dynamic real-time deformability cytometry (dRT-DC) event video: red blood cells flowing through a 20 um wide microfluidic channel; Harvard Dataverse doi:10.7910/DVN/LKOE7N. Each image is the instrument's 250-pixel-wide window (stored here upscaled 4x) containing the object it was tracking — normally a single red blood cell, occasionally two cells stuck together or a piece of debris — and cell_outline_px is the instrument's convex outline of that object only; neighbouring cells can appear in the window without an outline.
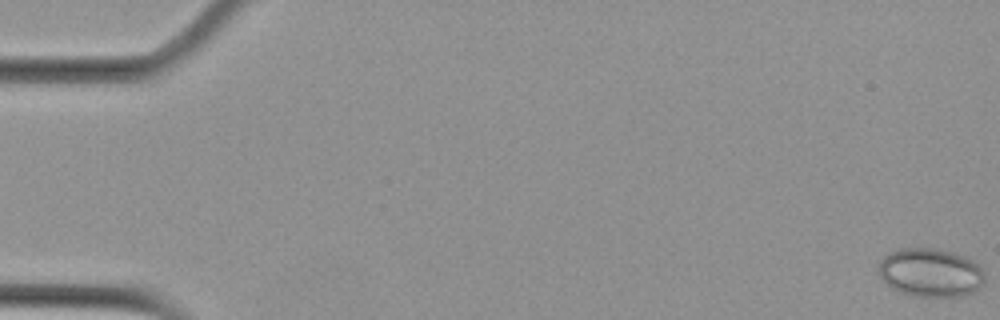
{"species": "Egyptian fruit bat (a non-hibernating species)", "species_latin": "Rousettus aegyptiacus", "temperature_condition": "cold", "stored_images_in_passage": 9, "camera_frame_rate_fps": 3000, "um_per_image_px": 0.085, "animal": {"sex": "female"}, "frame": {"image": 1, "passage_image": 1, "time_ms": 0.0, "image_size_px": [1000, 320], "cell_outline_px": [[984, 284], [980, 288], [964, 296], [912, 296], [900, 292], [892, 288], [880, 276], [880, 260], [884, 256], [900, 248], [936, 248], [952, 252], [964, 256], [972, 260], [984, 272]], "centroid_in_image_um": [79.12, 23.17], "position_along_channel_um": 5.9, "area_um2": 29.94}}
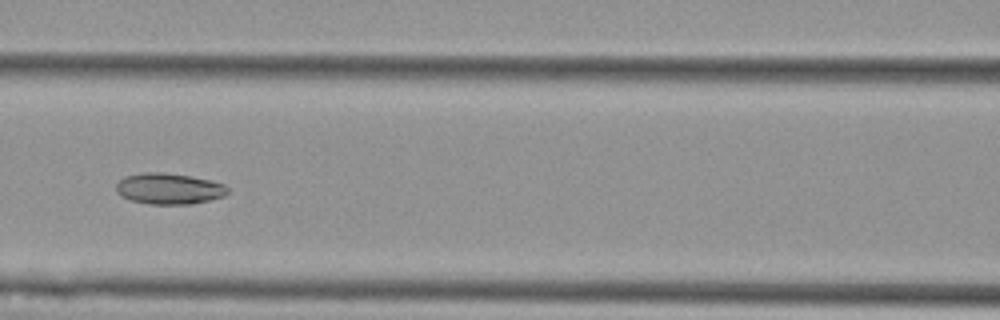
{"frame": {"image": 2, "passage_image": 7, "time_ms": 8.333, "image_size_px": [1000, 320], "cell_outline_px": [[228, 192], [224, 196], [192, 204], [148, 204], [128, 200], [120, 196], [116, 192], [116, 184], [124, 176], [144, 172], [160, 172], [188, 176], [208, 180], [224, 184], [228, 188]], "centroid_in_image_um": [14.31, 16.05], "position_along_channel_um": 152.3, "area_um2": 20.17}}
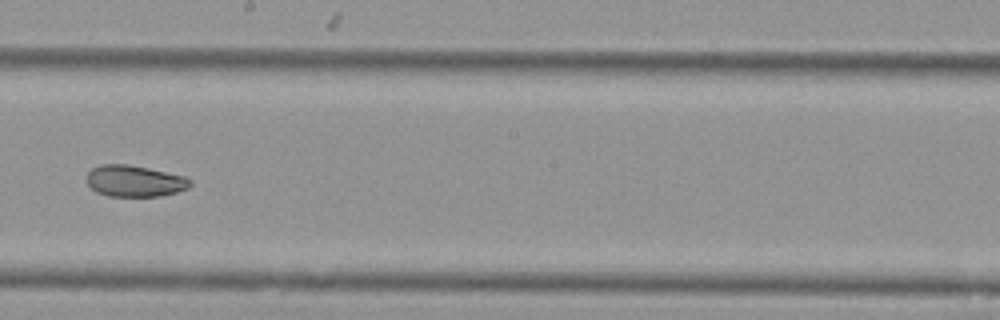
{"frame": {"image": 3, "passage_image": 9, "time_ms": 10.667, "image_size_px": [1000, 320], "cell_outline_px": [[192, 184], [188, 188], [176, 192], [160, 196], [108, 196], [96, 192], [88, 184], [88, 172], [92, 168], [100, 164], [128, 164], [148, 168], [184, 176], [192, 180]], "centroid_in_image_um": [11.45, 15.38], "position_along_channel_um": 236.8, "area_um2": 18.9}}